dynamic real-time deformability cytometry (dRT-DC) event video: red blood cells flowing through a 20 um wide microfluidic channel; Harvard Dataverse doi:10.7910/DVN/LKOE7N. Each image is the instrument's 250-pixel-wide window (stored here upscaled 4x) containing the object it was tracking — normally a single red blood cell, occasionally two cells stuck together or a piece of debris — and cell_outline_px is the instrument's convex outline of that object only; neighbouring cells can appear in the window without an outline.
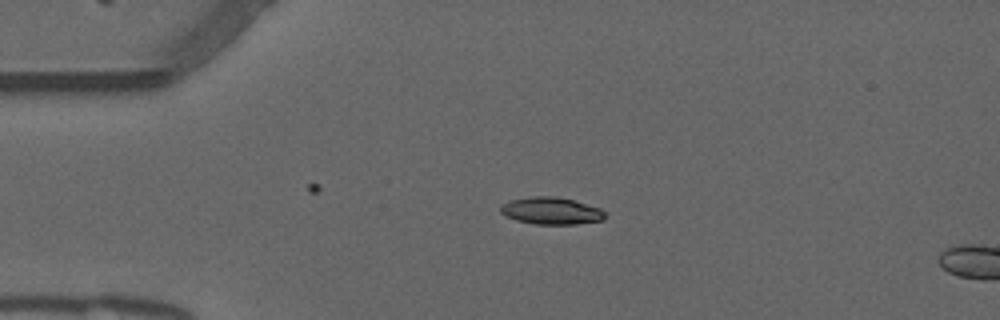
{"species": "common noctule bat (a hibernating species)", "species_latin": "Nyctalus noctula", "temperature_condition": "warm", "stored_images_in_passage": 14, "camera_frame_rate_fps": 3000, "um_per_image_px": 0.085, "animal": {"sex": "male", "forearm_length_mm": 52.5}, "frame": {"image": 1, "passage_image": 12, "time_ms": 3.667, "image_size_px": [1000, 320], "cell_outline_px": [[604, 220], [576, 224], [536, 224], [516, 220], [504, 216], [500, 212], [500, 208], [504, 204], [512, 200], [532, 196], [556, 196], [572, 200], [600, 208], [604, 212]], "centroid_in_image_um": [46.84, 17.92], "position_along_channel_um": 38.2, "area_um2": 16.36}}